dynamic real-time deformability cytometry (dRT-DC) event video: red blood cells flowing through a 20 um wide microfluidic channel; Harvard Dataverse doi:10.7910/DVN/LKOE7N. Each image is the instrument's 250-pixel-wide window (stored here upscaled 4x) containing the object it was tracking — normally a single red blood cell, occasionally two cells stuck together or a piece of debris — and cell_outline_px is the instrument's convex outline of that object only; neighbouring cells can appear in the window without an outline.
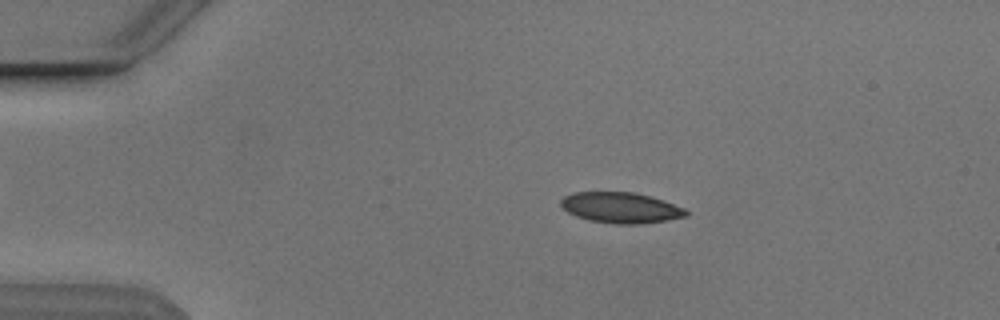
{"species": "Egyptian fruit bat (a non-hibernating species)", "species_latin": "Rousettus aegyptiacus", "temperature_condition": "cold", "stored_images_in_passage": 53, "camera_frame_rate_fps": 3000, "um_per_image_px": 0.085, "animal": {"sex": "male"}, "frame": {"image": 1, "passage_image": 10, "time_ms": 3.0, "image_size_px": [1000, 320], "cell_outline_px": [[688, 216], [668, 220], [640, 224], [612, 224], [588, 220], [576, 216], [568, 212], [560, 204], [560, 200], [564, 196], [572, 192], [636, 192], [652, 196], [684, 208], [688, 212]], "centroid_in_image_um": [52.76, 17.65], "position_along_channel_um": 32.2, "area_um2": 22.6}}
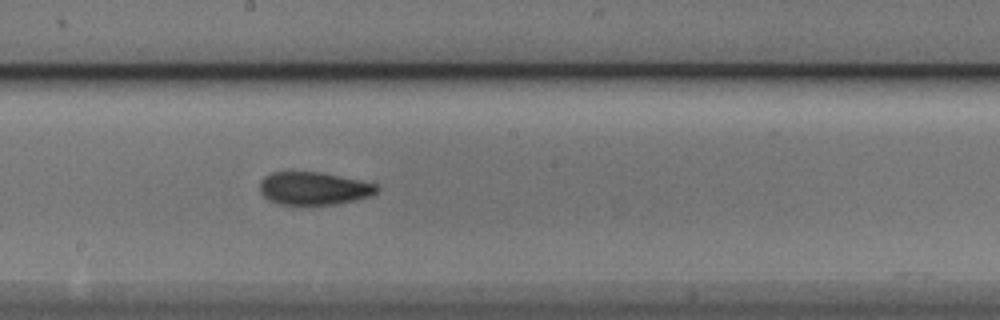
{"frame": {"image": 2, "passage_image": 29, "time_ms": 9.333, "image_size_px": [1000, 320], "cell_outline_px": [[380, 188], [372, 196], [356, 200], [336, 204], [304, 208], [280, 204], [268, 200], [260, 192], [260, 180], [264, 176], [272, 172], [320, 172], [380, 184]], "centroid_in_image_um": [26.68, 16.06], "position_along_channel_um": 221.5, "area_um2": 23.35}}
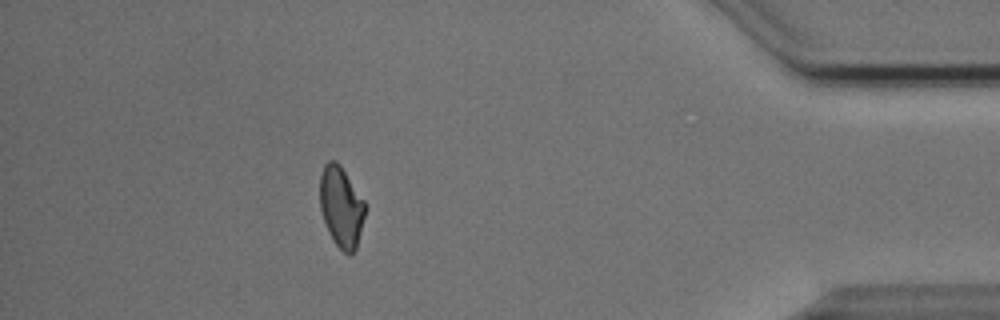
{"frame": {"image": 3, "passage_image": 47, "time_ms": 15.333, "image_size_px": [1000, 320], "cell_outline_px": [[368, 204], [356, 248], [348, 256], [332, 240], [328, 232], [320, 208], [320, 176], [324, 164], [328, 160], [336, 160], [340, 164]], "centroid_in_image_um": [29.02, 17.55], "position_along_channel_um": 406.2, "area_um2": 21.62}, "authors_computed_cell_mechanics": {"area_um2": 22.3108, "velocity_mm_per_s": 3.849, "shape_relaxation_time_tau1_ms": 5.1104, "shape_relaxation_time_tau2_ms": 1.9288, "deformation_change_tau1": 0.1371, "deformation_change_tau2": 0.0684}}